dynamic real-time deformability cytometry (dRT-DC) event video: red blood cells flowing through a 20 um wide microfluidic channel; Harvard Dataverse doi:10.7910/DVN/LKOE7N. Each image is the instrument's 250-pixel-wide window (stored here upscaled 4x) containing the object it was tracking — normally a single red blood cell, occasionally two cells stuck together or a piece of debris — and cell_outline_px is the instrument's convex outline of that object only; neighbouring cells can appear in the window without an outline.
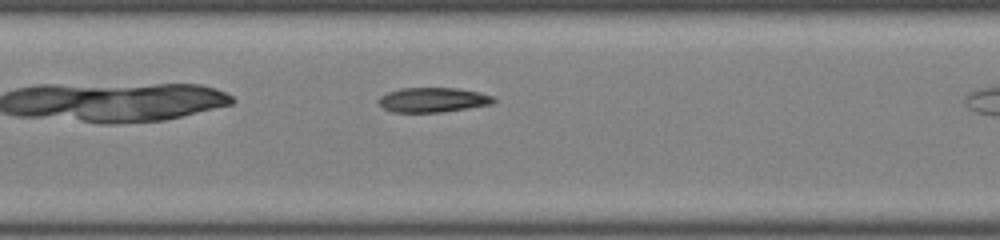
{"species": "common noctule bat (a hibernating species)", "species_latin": "Nyctalus noctula", "temperature_condition": "room temperature", "stored_images_in_passage": 19, "camera_frame_rate_fps": 3000, "um_per_image_px": 0.085, "animal": {"sex": "male", "body_mass_g": 19.0, "forearm_length_mm": 50.8}, "frame": {"image": 1, "passage_image": 9, "time_ms": 2.667, "image_size_px": [1000, 240], "cell_outline_px": [[496, 100], [492, 104], [468, 108], [440, 112], [392, 112], [384, 108], [376, 100], [380, 96], [388, 92], [400, 88], [456, 88], [480, 92], [492, 96]], "centroid_in_image_um": [36.78, 8.48], "position_along_channel_um": 170.6, "area_um2": 16.53}}